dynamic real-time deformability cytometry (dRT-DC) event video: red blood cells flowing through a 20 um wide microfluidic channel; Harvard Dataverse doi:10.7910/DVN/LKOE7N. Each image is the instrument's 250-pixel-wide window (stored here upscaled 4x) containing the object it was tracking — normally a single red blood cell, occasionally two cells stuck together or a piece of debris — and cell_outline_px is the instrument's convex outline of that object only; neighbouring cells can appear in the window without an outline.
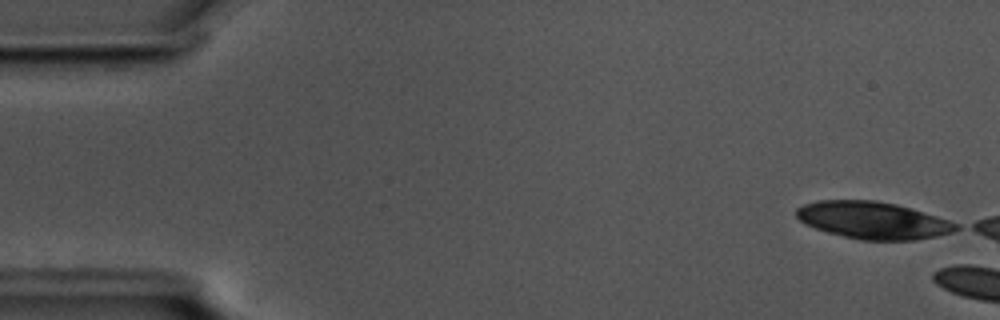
{"species": "common noctule bat (a hibernating species)", "species_latin": "Nyctalus noctula", "temperature_condition": "cold", "stored_images_in_passage": 1, "camera_frame_rate_fps": 3000, "um_per_image_px": 0.085, "animal": {"sex": "male", "body_mass_g": 17.5, "forearm_length_mm": 52.3}, "frame": {"image": 1, "passage_image": 1, "time_ms": 0.0, "image_size_px": [1000, 320], "cell_outline_px": [[960, 228], [952, 232], [936, 236], [912, 240], [860, 240], [828, 232], [804, 224], [796, 216], [796, 208], [804, 204], [820, 200], [876, 200], [896, 204], [936, 216], [960, 224]], "centroid_in_image_um": [74.19, 18.72], "position_along_channel_um": 10.8, "area_um2": 34.39}}